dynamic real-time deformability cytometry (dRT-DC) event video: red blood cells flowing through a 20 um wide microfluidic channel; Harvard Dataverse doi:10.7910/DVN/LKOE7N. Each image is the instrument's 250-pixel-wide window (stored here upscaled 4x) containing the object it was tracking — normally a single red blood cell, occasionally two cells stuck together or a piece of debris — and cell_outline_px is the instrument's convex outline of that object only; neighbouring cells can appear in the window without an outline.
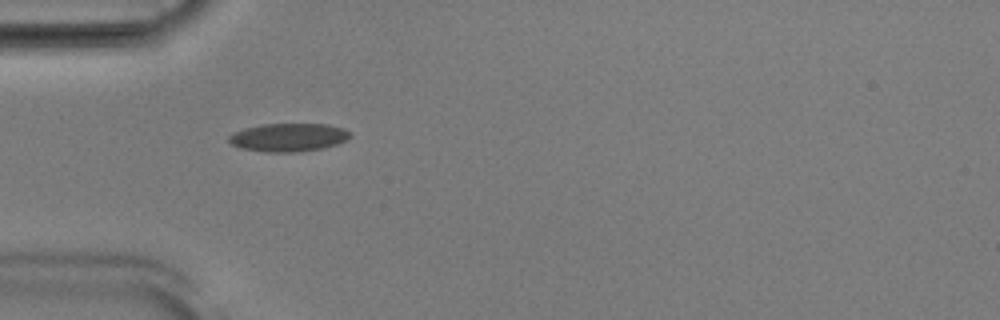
{"species": "Egyptian fruit bat (a non-hibernating species)", "species_latin": "Rousettus aegyptiacus", "temperature_condition": "room temperature", "stored_images_in_passage": 26, "camera_frame_rate_fps": 3000, "um_per_image_px": 0.085, "animal": {"sex": "male"}, "frame": {"image": 1, "passage_image": 1, "time_ms": 0.0, "image_size_px": [1000, 320], "cell_outline_px": [[352, 136], [348, 140], [324, 148], [296, 152], [264, 152], [240, 148], [232, 144], [228, 140], [228, 136], [232, 132], [244, 128], [260, 124], [328, 124], [344, 128], [352, 132]], "centroid_in_image_um": [24.54, 11.67], "position_along_channel_um": 60.5, "area_um2": 20.29}}
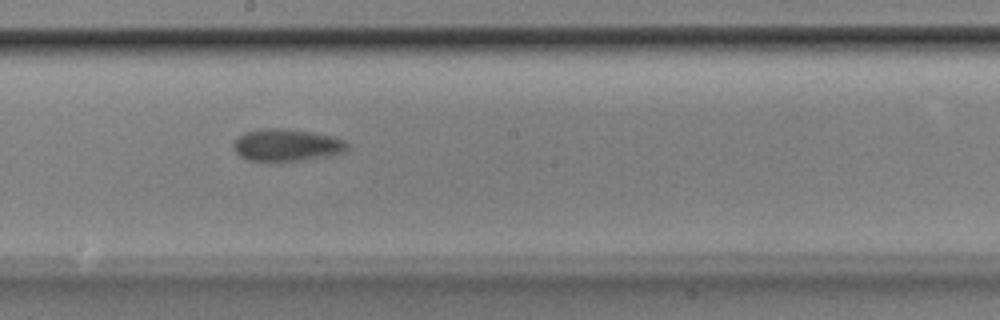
{"frame": {"image": 2, "passage_image": 14, "time_ms": 4.333, "image_size_px": [1000, 320], "cell_outline_px": [[348, 148], [344, 152], [328, 156], [300, 160], [244, 160], [236, 152], [232, 144], [236, 136], [244, 132], [264, 128], [280, 128], [312, 132], [332, 136], [344, 140], [348, 144]], "centroid_in_image_um": [24.33, 12.31], "position_along_channel_um": 223.9, "area_um2": 21.27}}
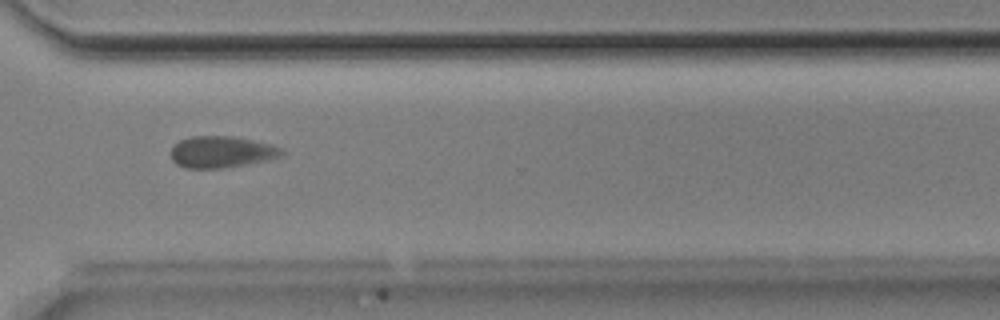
{"frame": {"image": 3, "passage_image": 24, "time_ms": 7.667, "image_size_px": [1000, 320], "cell_outline_px": [[284, 156], [224, 168], [184, 168], [176, 164], [172, 160], [172, 148], [180, 140], [192, 136], [232, 136], [272, 144], [284, 148]], "centroid_in_image_um": [18.85, 12.91], "position_along_channel_um": 351.7, "area_um2": 20.35}, "authors_computed_cell_mechanics": {"area_um2": 20.8369, "velocity_mm_per_s": 3.8374, "shape_relaxation_time_tau1_ms": 2.3949, "shape_relaxation_time_tau2_ms": 7.2108, "deformation_change_tau1": 0.05, "deformation_change_tau2": 0.1002}}